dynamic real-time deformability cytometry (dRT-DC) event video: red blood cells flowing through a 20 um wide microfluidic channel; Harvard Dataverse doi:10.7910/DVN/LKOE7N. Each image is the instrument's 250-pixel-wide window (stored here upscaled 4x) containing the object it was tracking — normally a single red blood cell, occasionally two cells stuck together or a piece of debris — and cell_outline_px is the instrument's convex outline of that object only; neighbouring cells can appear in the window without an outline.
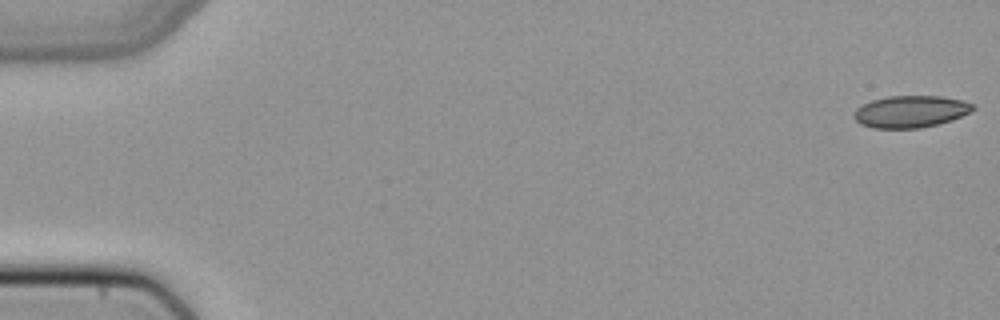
{"species": "common noctule bat (a hibernating species)", "species_latin": "Nyctalus noctula", "temperature_condition": "cold", "stored_images_in_passage": 51, "camera_frame_rate_fps": 3000, "um_per_image_px": 0.085, "animal": {"sex": "female", "body_mass_g": 22.7, "forearm_length_mm": 54.2}, "frame": {"image": 1, "passage_image": 1, "time_ms": 0.0, "image_size_px": [1000, 320], "cell_outline_px": [[976, 108], [952, 120], [920, 128], [872, 128], [860, 124], [852, 116], [856, 108], [872, 100], [888, 96], [940, 96], [960, 100], [972, 104]], "centroid_in_image_um": [77.35, 9.48], "position_along_channel_um": 7.6, "area_um2": 21.96}}
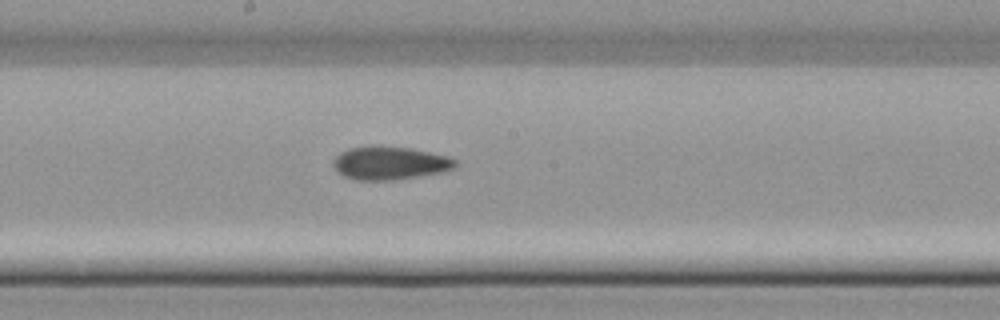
{"frame": {"image": 2, "passage_image": 28, "time_ms": 9.0, "image_size_px": [1000, 320], "cell_outline_px": [[456, 168], [444, 172], [392, 180], [356, 180], [344, 176], [332, 164], [332, 160], [340, 152], [348, 148], [368, 144], [380, 144], [412, 148], [452, 156], [456, 160]], "centroid_in_image_um": [33.16, 13.82], "position_along_channel_um": 215.0, "area_um2": 24.33}}
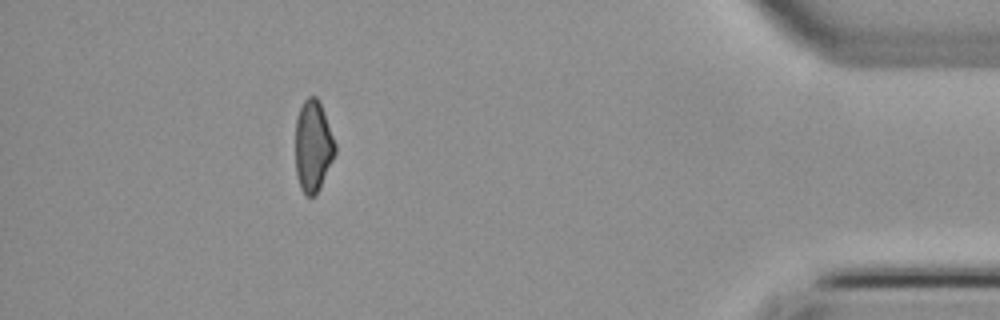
{"frame": {"image": 3, "passage_image": 46, "time_ms": 15.0, "image_size_px": [1000, 320], "cell_outline_px": [[336, 152], [316, 192], [312, 196], [304, 196], [300, 188], [296, 176], [296, 120], [300, 108], [304, 100], [308, 96], [316, 96], [320, 104], [336, 144]], "centroid_in_image_um": [26.58, 12.41], "position_along_channel_um": 408.6, "area_um2": 20.69}}